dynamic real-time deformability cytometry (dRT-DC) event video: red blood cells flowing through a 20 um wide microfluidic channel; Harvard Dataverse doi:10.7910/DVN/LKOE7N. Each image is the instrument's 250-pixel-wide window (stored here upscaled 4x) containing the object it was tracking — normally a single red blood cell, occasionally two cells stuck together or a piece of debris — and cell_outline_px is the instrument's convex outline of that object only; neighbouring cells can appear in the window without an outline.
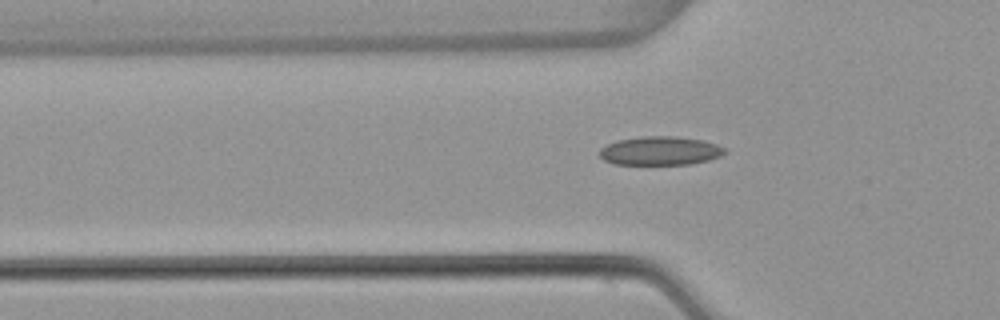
{"species": "common noctule bat (a hibernating species)", "species_latin": "Nyctalus noctula", "temperature_condition": "warm", "stored_images_in_passage": 38, "camera_frame_rate_fps": 3000, "um_per_image_px": 0.085, "animal": {"sex": "female", "body_mass_g": 22.7, "forearm_length_mm": 54.2}, "frame": {"image": 1, "passage_image": 7, "time_ms": 2.0, "image_size_px": [1000, 320], "cell_outline_px": [[728, 152], [720, 156], [708, 160], [688, 164], [612, 164], [604, 160], [600, 156], [600, 148], [616, 140], [640, 136], [672, 136], [700, 140], [716, 144], [724, 148]], "centroid_in_image_um": [56.08, 12.82], "position_along_channel_um": 69.7, "area_um2": 20.87}}
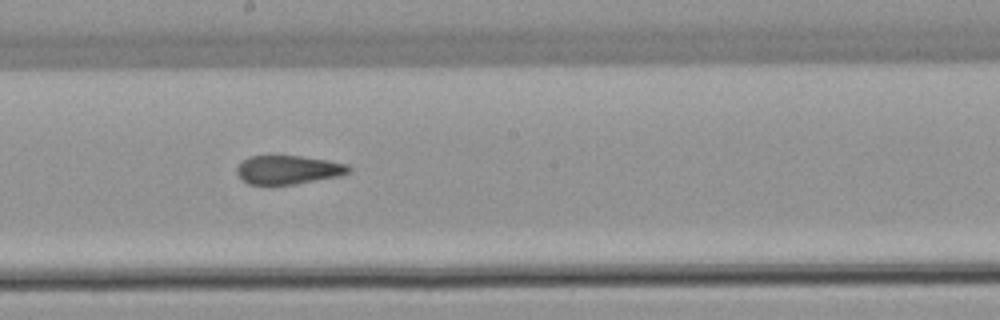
{"frame": {"image": 2, "passage_image": 19, "time_ms": 6.0, "image_size_px": [1000, 320], "cell_outline_px": [[352, 172], [340, 176], [292, 184], [248, 184], [236, 172], [236, 168], [248, 156], [300, 156], [328, 160], [348, 164], [352, 168]], "centroid_in_image_um": [24.55, 14.42], "position_along_channel_um": 223.6, "area_um2": 18.61}}
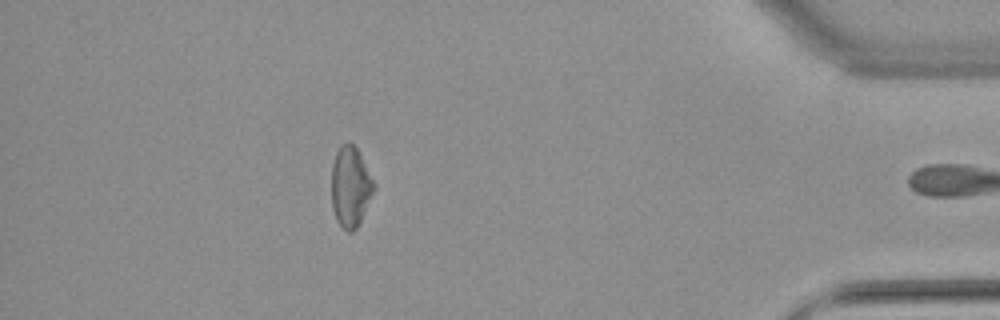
{"frame": {"image": 3, "passage_image": 37, "time_ms": 12.0, "image_size_px": [1000, 320], "cell_outline_px": [[376, 188], [356, 228], [352, 232], [348, 232], [336, 220], [332, 208], [332, 164], [336, 152], [348, 140], [356, 148], [376, 184]], "centroid_in_image_um": [29.79, 15.88], "position_along_channel_um": 405.4, "area_um2": 19.65}, "authors_computed_cell_mechanics": {"area_um2": 20.0566, "velocity_mm_per_s": 3.8389, "shape_relaxation_time_tau1_ms": null, "shape_relaxation_time_tau2_ms": 2.2535, "deformation_change_tau1": null, "deformation_change_tau2": 0.0828}}